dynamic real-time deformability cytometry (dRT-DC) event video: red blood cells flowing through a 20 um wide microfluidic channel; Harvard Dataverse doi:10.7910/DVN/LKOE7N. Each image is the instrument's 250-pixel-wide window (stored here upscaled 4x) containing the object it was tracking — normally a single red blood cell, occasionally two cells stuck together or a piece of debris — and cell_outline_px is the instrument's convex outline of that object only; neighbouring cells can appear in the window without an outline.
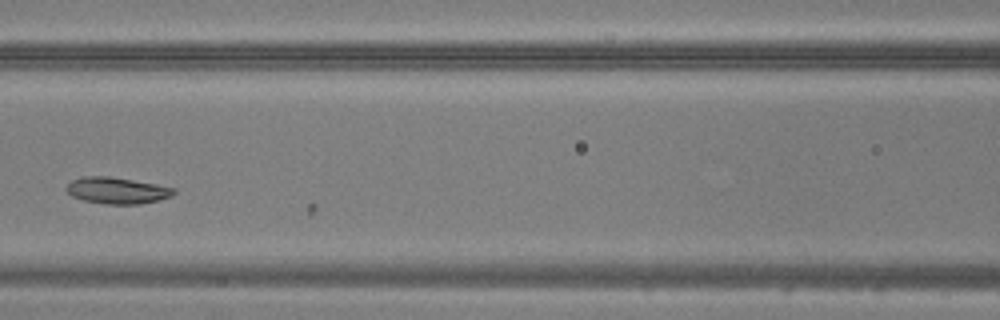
{"species": "common noctule bat (a hibernating species)", "species_latin": "Nyctalus noctula", "temperature_condition": "warm", "stored_images_in_passage": 7, "camera_frame_rate_fps": 3000, "um_per_image_px": 0.085, "animal": {"sex": "male", "body_mass_g": 20.5, "forearm_length_mm": 52.5}, "frame": {"image": 1, "passage_image": 6, "time_ms": 1.667, "image_size_px": [1000, 320], "cell_outline_px": [[176, 192], [172, 196], [140, 204], [104, 204], [84, 200], [72, 196], [64, 188], [72, 180], [84, 176], [108, 176], [156, 184], [176, 188]], "centroid_in_image_um": [9.94, 16.19], "position_along_channel_um": 156.7, "area_um2": 16.47}}